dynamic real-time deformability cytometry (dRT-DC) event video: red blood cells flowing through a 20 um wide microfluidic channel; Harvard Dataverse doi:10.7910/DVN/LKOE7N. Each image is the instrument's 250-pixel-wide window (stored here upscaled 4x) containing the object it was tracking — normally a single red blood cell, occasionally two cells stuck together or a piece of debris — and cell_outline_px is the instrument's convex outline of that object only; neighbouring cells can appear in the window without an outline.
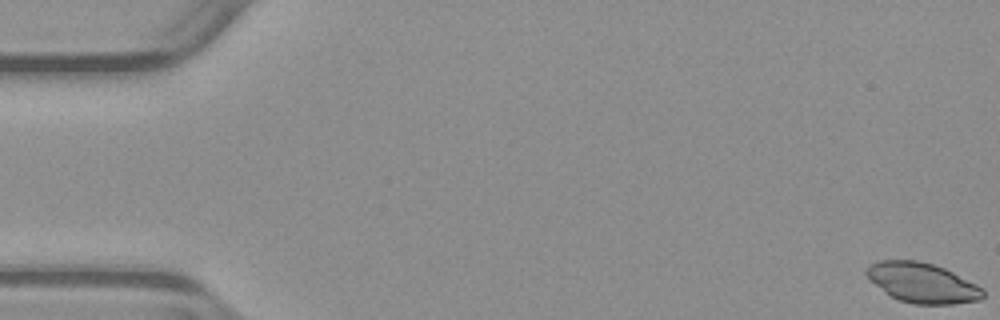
{"species": "common noctule bat (a hibernating species)", "species_latin": "Nyctalus noctula", "temperature_condition": "warm", "stored_images_in_passage": 54, "camera_frame_rate_fps": 3000, "um_per_image_px": 0.085, "animal": {"sex": "male", "body_mass_g": 23.1, "forearm_length_mm": 52.7}, "frame": {"image": 1, "passage_image": 1, "time_ms": 0.0, "image_size_px": [1000, 320], "cell_outline_px": [[984, 296], [980, 300], [952, 304], [912, 304], [900, 300], [884, 292], [864, 272], [872, 264], [880, 260], [916, 260], [932, 264], [944, 268], [984, 288]], "centroid_in_image_um": [78.43, 24.05], "position_along_channel_um": 6.6, "area_um2": 26.76}}